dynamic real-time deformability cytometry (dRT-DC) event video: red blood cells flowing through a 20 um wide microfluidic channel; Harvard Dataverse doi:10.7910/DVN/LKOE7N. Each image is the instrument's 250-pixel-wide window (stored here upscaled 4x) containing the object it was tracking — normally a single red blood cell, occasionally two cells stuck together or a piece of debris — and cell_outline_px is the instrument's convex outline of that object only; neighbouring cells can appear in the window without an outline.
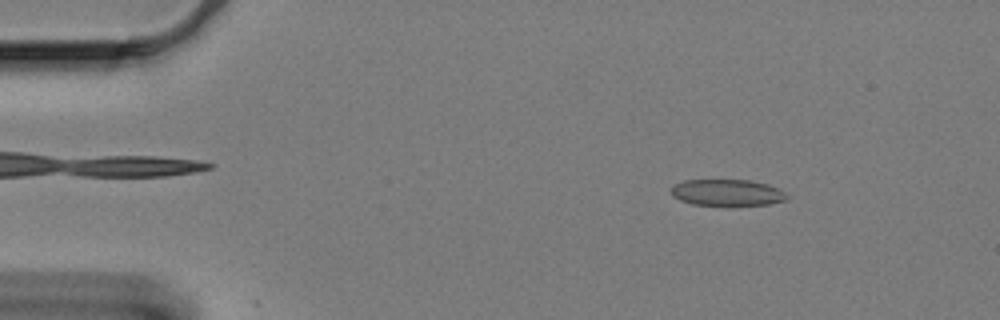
{"species": "Egyptian fruit bat (a non-hibernating species)", "species_latin": "Rousettus aegyptiacus", "temperature_condition": "cold", "stored_images_in_passage": 14, "camera_frame_rate_fps": 3000, "um_per_image_px": 0.085, "animal": {"sex": "female"}, "frame": {"image": 1, "passage_image": 8, "time_ms": 2.333, "image_size_px": [1000, 320], "cell_outline_px": [[792, 196], [784, 200], [768, 204], [724, 208], [692, 204], [680, 200], [672, 196], [672, 188], [676, 184], [684, 180], [748, 180], [768, 184]], "centroid_in_image_um": [61.82, 16.42], "position_along_channel_um": 23.2, "area_um2": 18.5}}